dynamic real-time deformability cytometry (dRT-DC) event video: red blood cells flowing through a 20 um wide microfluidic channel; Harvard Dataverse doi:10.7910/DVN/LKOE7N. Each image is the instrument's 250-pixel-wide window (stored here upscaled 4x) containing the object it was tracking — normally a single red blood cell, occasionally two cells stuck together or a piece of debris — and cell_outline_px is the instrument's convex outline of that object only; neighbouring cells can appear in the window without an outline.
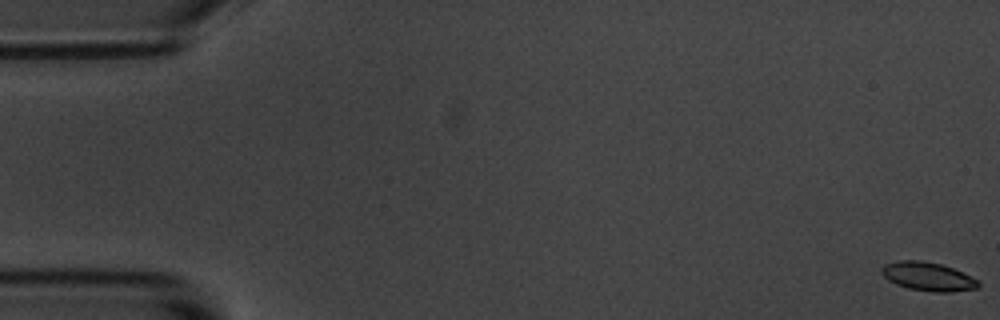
{"species": "common noctule bat (a hibernating species)", "species_latin": "Nyctalus noctula", "temperature_condition": "room temperature", "stored_images_in_passage": 12, "camera_frame_rate_fps": 3000, "um_per_image_px": 0.085, "animal": {"sex": "male", "body_mass_g": 20.1, "forearm_length_mm": 53.5}, "frame": {"image": 1, "passage_image": 1, "time_ms": 0.0, "image_size_px": [1000, 320], "cell_outline_px": [[980, 284], [976, 288], [952, 292], [936, 292], [908, 288], [896, 284], [888, 280], [880, 272], [880, 268], [884, 264], [896, 260], [920, 260], [940, 264], [952, 268], [980, 280]], "centroid_in_image_um": [78.85, 23.49], "position_along_channel_um": 6.2, "area_um2": 16.18}}